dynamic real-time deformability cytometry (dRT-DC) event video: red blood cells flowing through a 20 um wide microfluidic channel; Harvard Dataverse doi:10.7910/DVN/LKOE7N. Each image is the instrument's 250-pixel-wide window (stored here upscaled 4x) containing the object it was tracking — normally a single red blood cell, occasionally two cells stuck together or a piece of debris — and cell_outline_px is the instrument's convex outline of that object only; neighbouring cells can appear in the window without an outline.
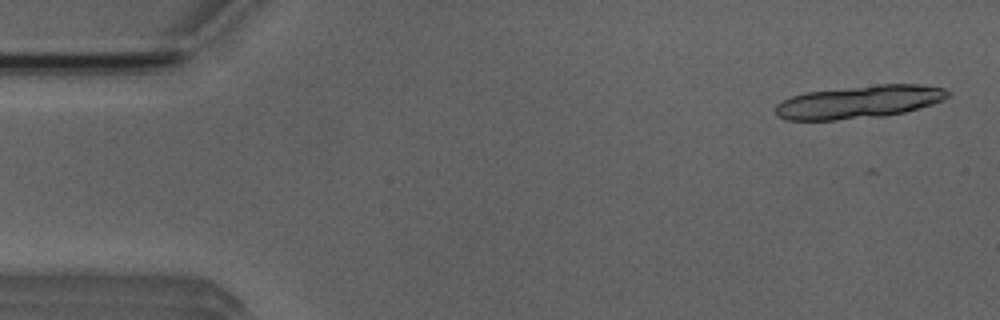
{"species": "Egyptian fruit bat (a non-hibernating species)", "species_latin": "Rousettus aegyptiacus", "temperature_condition": "room temperature", "stored_images_in_passage": 4, "camera_frame_rate_fps": 3000, "um_per_image_px": 0.085, "animal": {"sex": "male"}, "frame": {"image": 1, "passage_image": 1, "time_ms": 0.0, "image_size_px": [1000, 320], "cell_outline_px": [[952, 96], [944, 100], [932, 104], [904, 112], [884, 116], [836, 120], [784, 120], [776, 116], [776, 104], [792, 96], [804, 92], [880, 84], [920, 84], [944, 88], [952, 92]], "centroid_in_image_um": [73.06, 8.66], "position_along_channel_um": 11.9, "area_um2": 33.23}}